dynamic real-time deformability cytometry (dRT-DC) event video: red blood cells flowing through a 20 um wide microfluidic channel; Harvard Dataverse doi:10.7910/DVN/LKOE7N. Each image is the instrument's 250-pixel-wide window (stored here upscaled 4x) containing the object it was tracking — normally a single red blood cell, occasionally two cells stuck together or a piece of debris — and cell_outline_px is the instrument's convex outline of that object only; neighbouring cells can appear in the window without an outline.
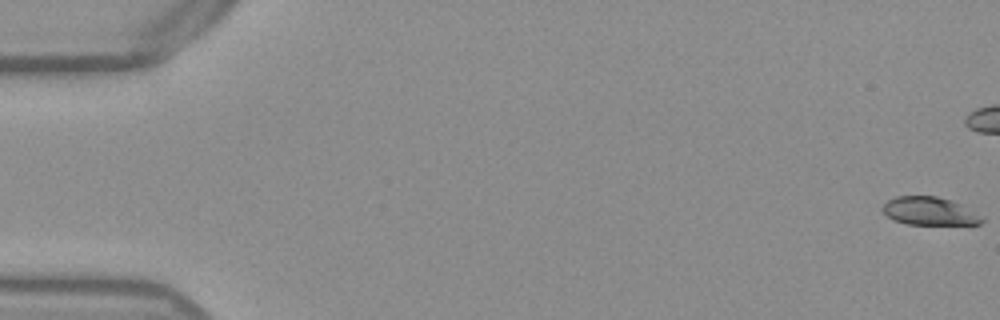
{"species": "Egyptian fruit bat (a non-hibernating species)", "species_latin": "Rousettus aegyptiacus", "temperature_condition": "warm", "stored_images_in_passage": 44, "camera_frame_rate_fps": 3000, "um_per_image_px": 0.085, "frame": {"image": 1, "passage_image": 1, "time_ms": 0.0, "image_size_px": [1000, 320], "cell_outline_px": [[984, 220], [980, 224], [908, 224], [892, 220], [880, 208], [888, 200], [896, 196], [936, 196], [952, 200], [960, 204]], "centroid_in_image_um": [78.93, 17.94], "position_along_channel_um": 6.1, "area_um2": 15.95}}
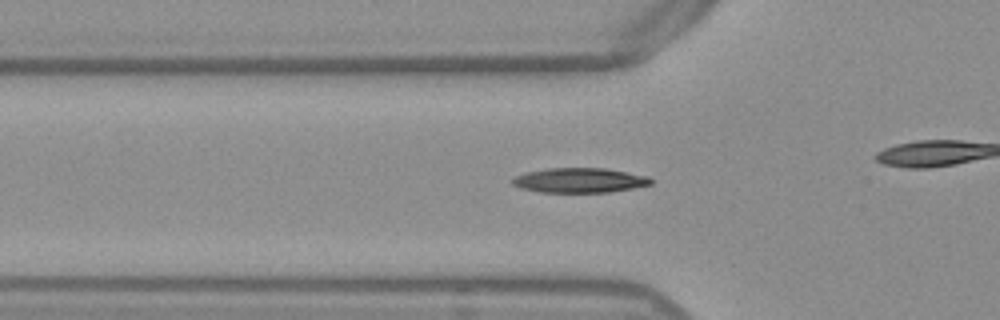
{"frame": {"image": 2, "passage_image": 19, "time_ms": 6.0, "image_size_px": [1000, 320], "cell_outline_px": [[652, 184], [632, 188], [608, 192], [540, 192], [520, 188], [512, 184], [512, 180], [516, 176], [528, 172], [548, 168], [604, 168], [648, 176], [652, 180]], "centroid_in_image_um": [49.26, 15.33], "position_along_channel_um": 76.5, "area_um2": 19.77}}